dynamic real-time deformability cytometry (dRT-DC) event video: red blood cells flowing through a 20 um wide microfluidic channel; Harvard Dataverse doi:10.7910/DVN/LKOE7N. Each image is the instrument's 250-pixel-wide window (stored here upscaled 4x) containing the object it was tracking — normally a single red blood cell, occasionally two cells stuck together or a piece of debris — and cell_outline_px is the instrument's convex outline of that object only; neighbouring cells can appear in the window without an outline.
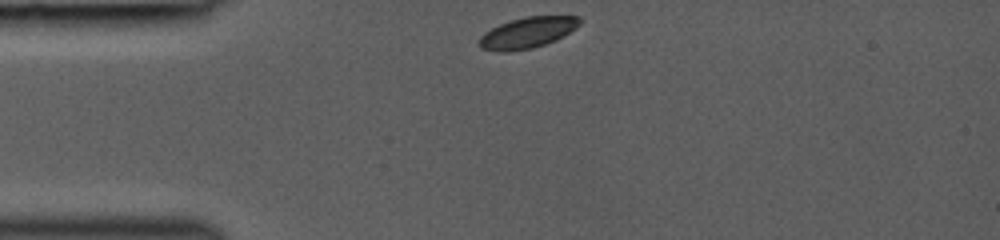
{"species": "common noctule bat (a hibernating species)", "species_latin": "Nyctalus noctula", "temperature_condition": "room temperature", "stored_images_in_passage": 41, "camera_frame_rate_fps": 3000, "um_per_image_px": 0.085, "animal": {"sex": "female", "body_mass_g": 19.0, "forearm_length_mm": 53.3}, "frame": {"image": 1, "passage_image": 1, "time_ms": 0.0, "image_size_px": [1000, 240], "cell_outline_px": [[584, 20], [576, 28], [556, 40], [532, 48], [508, 52], [500, 52], [480, 48], [476, 44], [476, 40], [484, 32], [500, 24], [524, 16], [580, 16]], "centroid_in_image_um": [44.81, 2.78], "position_along_channel_um": 40.2, "area_um2": 18.38}}
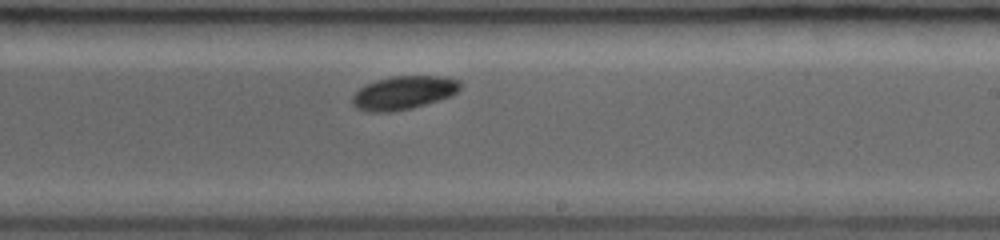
{"frame": {"image": 2, "passage_image": 24, "time_ms": 5.667, "image_size_px": [1000, 240], "cell_outline_px": [[460, 88], [452, 96], [412, 108], [392, 112], [368, 112], [356, 108], [352, 104], [352, 96], [360, 88], [376, 80], [392, 76], [444, 76], [460, 80]], "centroid_in_image_um": [34.31, 7.89], "position_along_channel_um": 254.7, "area_um2": 21.1}}
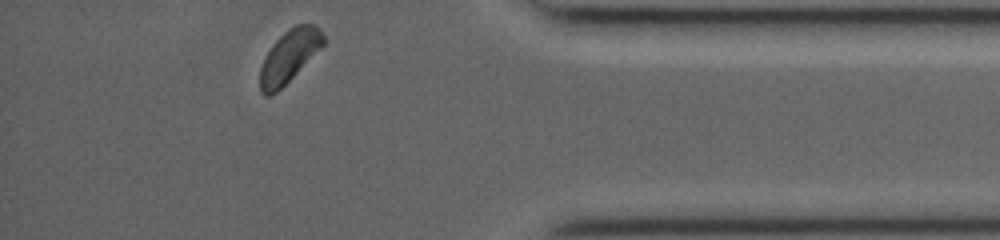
{"frame": {"image": 3, "passage_image": 41, "time_ms": 9.667, "image_size_px": [1000, 240], "cell_outline_px": [[328, 40], [276, 92], [268, 96], [264, 96], [260, 92], [260, 68], [264, 56], [272, 44], [288, 28], [296, 24], [312, 24], [320, 28]], "centroid_in_image_um": [24.57, 4.74], "position_along_channel_um": 410.6, "area_um2": 19.13}}